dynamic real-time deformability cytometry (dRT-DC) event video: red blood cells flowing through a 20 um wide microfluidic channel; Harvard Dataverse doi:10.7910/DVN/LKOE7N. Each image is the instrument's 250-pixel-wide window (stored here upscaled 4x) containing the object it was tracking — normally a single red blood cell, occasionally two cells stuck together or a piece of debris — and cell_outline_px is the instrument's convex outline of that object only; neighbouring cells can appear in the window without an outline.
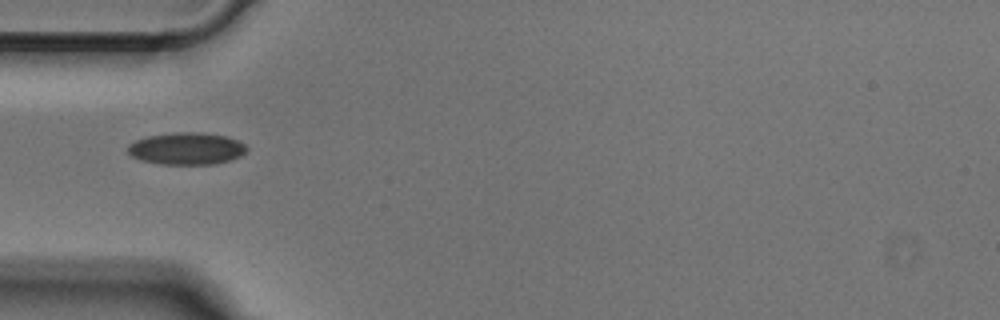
{"species": "Egyptian fruit bat (a non-hibernating species)", "species_latin": "Rousettus aegyptiacus", "temperature_condition": "cold", "stored_images_in_passage": 36, "camera_frame_rate_fps": 3000, "um_per_image_px": 0.085, "animal": {"sex": "male"}, "frame": {"image": 1, "passage_image": 1, "time_ms": 0.0, "image_size_px": [1000, 320], "cell_outline_px": [[248, 148], [240, 156], [216, 164], [160, 164], [140, 160], [132, 156], [128, 152], [128, 144], [136, 140], [148, 136], [172, 132], [200, 132], [228, 136], [244, 144]], "centroid_in_image_um": [15.84, 12.62], "position_along_channel_um": 69.2, "area_um2": 22.25}}
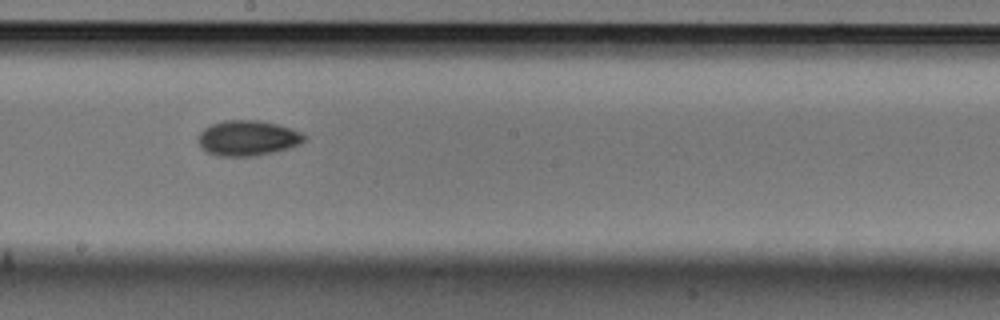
{"frame": {"image": 2, "passage_image": 13, "time_ms": 4.0, "image_size_px": [1000, 320], "cell_outline_px": [[308, 136], [300, 144], [288, 148], [256, 156], [216, 156], [200, 148], [196, 140], [196, 136], [204, 128], [212, 124], [224, 120], [260, 120], [292, 128]], "centroid_in_image_um": [21.02, 11.73], "position_along_channel_um": 227.2, "area_um2": 22.08}}
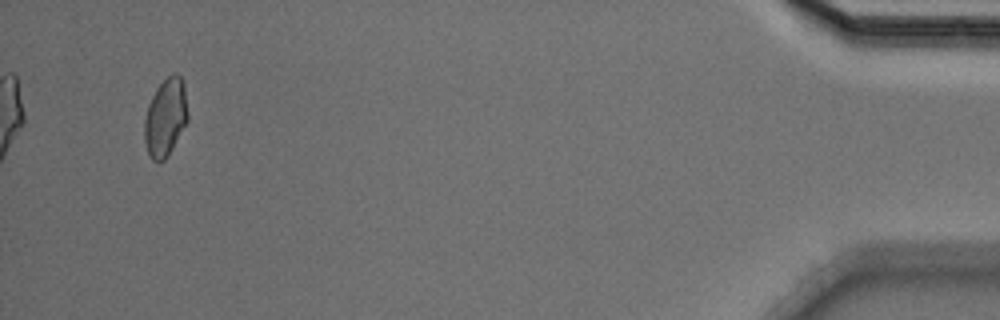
{"frame": {"image": 3, "passage_image": 34, "time_ms": 11.0, "image_size_px": [1000, 320], "cell_outline_px": [[188, 120], [168, 156], [164, 160], [152, 160], [148, 156], [144, 140], [144, 120], [148, 104], [156, 88], [172, 72], [176, 72], [180, 76], [184, 84], [188, 112]], "centroid_in_image_um": [14.06, 9.97], "position_along_channel_um": 421.1, "area_um2": 19.83}}